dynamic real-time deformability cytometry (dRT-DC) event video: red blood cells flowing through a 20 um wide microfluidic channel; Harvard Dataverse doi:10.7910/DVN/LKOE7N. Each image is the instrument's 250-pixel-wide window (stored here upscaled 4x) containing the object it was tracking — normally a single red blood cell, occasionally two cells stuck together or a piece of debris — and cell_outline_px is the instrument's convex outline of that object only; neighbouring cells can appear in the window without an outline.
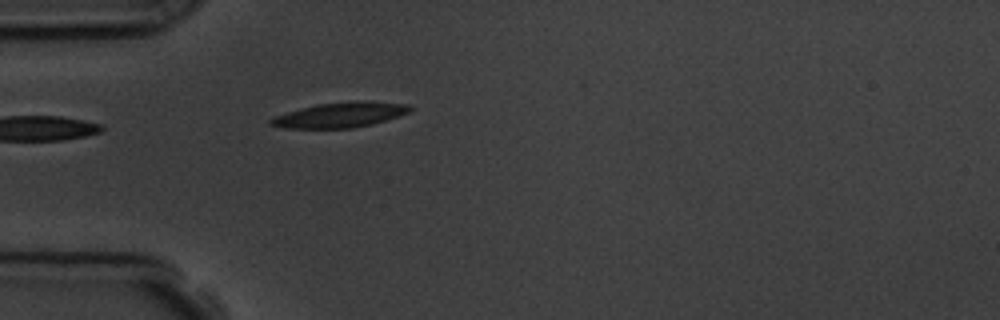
{"species": "common noctule bat (a hibernating species)", "species_latin": "Nyctalus noctula", "temperature_condition": "room temperature", "stored_images_in_passage": 5, "camera_frame_rate_fps": 3000, "um_per_image_px": 0.085, "animal": {"sex": "male", "body_mass_g": 19.5, "forearm_length_mm": 54.6}, "frame": {"image": 1, "passage_image": 5, "time_ms": 4.667, "image_size_px": [1000, 320], "cell_outline_px": [[412, 108], [408, 112], [372, 124], [352, 128], [284, 128], [268, 124], [268, 120], [272, 116], [300, 108], [316, 104], [408, 104]], "centroid_in_image_um": [28.7, 9.83], "position_along_channel_um": 56.3, "area_um2": 19.02}}